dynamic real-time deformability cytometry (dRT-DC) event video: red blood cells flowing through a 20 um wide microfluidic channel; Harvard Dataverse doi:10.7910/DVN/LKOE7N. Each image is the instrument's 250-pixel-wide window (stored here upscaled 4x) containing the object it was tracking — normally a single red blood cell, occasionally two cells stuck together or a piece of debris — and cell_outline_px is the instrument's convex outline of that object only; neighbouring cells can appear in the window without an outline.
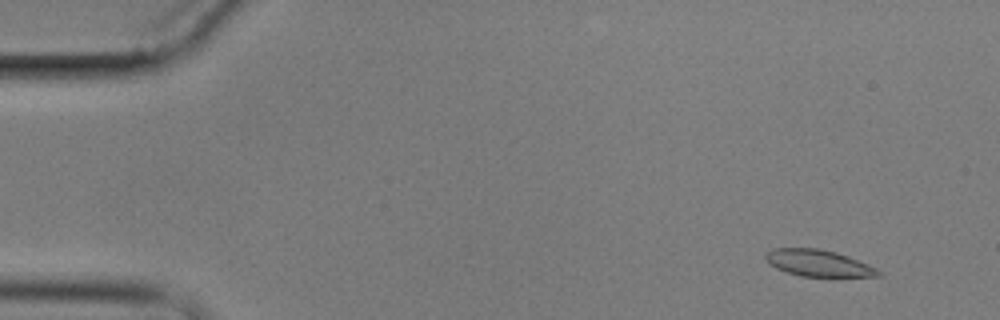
{"species": "common noctule bat (a hibernating species)", "species_latin": "Nyctalus noctula", "temperature_condition": "cold", "stored_images_in_passage": 6, "camera_frame_rate_fps": 3000, "um_per_image_px": 0.085, "animal": {"sex": "male", "body_mass_g": 17.9}, "frame": {"image": 1, "passage_image": 2, "time_ms": 1.333, "image_size_px": [1000, 320], "cell_outline_px": [[880, 276], [832, 280], [800, 276], [776, 268], [768, 264], [764, 256], [764, 252], [772, 248], [816, 248], [836, 252], [848, 256], [868, 264], [876, 268], [880, 272]], "centroid_in_image_um": [69.6, 22.42], "position_along_channel_um": 15.4, "area_um2": 18.55}}
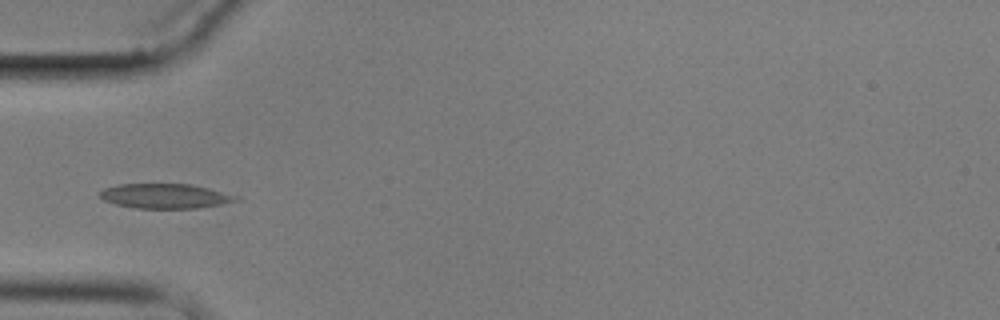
{"frame": {"image": 2, "passage_image": 6, "time_ms": 6.0, "image_size_px": [1000, 320], "cell_outline_px": [[240, 200], [200, 208], [136, 208], [116, 204], [104, 200], [100, 196], [100, 192], [104, 188], [120, 184], [192, 184], [240, 196]], "centroid_in_image_um": [14.07, 16.66], "position_along_channel_um": 70.9, "area_um2": 19.54}}